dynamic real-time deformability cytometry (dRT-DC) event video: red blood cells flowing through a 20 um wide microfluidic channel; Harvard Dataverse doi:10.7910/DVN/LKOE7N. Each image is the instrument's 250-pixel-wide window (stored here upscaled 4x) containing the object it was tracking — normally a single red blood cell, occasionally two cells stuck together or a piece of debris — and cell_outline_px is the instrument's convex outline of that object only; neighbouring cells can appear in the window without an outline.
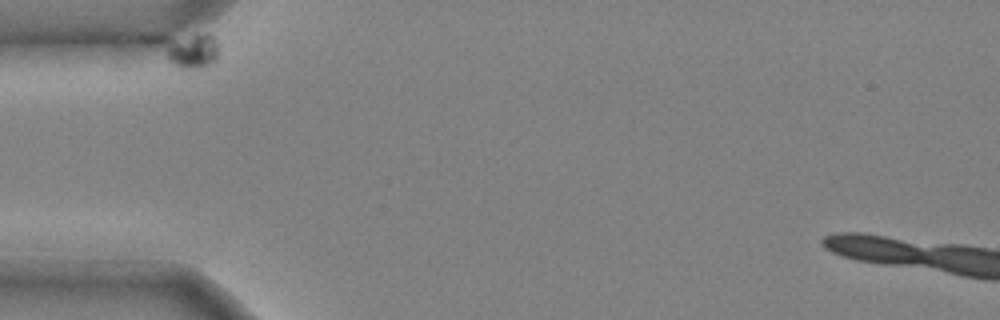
{"species": "common noctule bat (a hibernating species)", "species_latin": "Nyctalus noctula", "temperature_condition": "cold", "stored_images_in_passage": 29, "camera_frame_rate_fps": 3000, "um_per_image_px": 0.085, "animal": {"sex": "male", "body_mass_g": 20.4}, "frame": {"image": 1, "passage_image": 1, "time_ms": 0.0, "image_size_px": [1000, 320], "cell_outline_px": [[216, 60], [200, 68], [184, 68], [176, 64], [148, 44], [144, 40], [148, 36], [208, 32], [216, 40]], "centroid_in_image_um": [15.82, 4.12], "position_along_channel_um": 69.2, "area_um2": 13.29}}
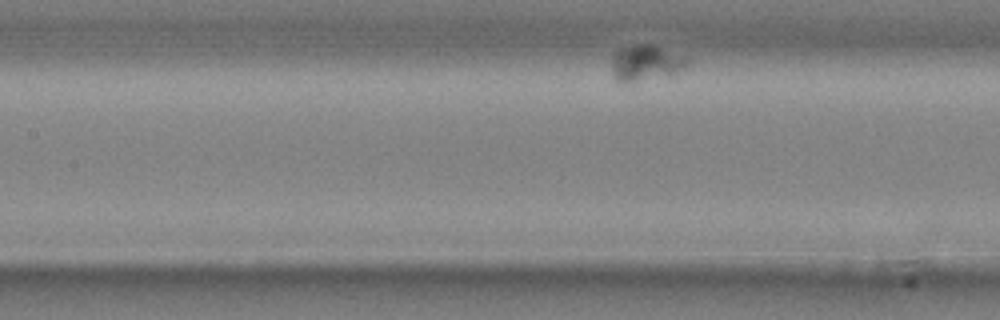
{"frame": {"image": 2, "passage_image": 12, "time_ms": 3.667, "image_size_px": [1000, 320], "cell_outline_px": [[688, 60], [676, 72], [632, 84], [624, 84], [616, 80], [612, 76], [612, 56], [620, 48], [644, 44], [660, 48], [684, 56]], "centroid_in_image_um": [54.76, 5.4], "position_along_channel_um": 152.6, "area_um2": 15.37}}
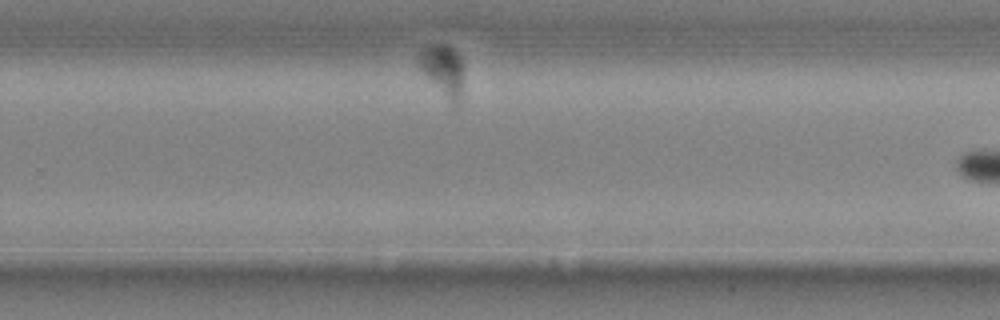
{"frame": {"image": 3, "passage_image": 28, "time_ms": 9.0, "image_size_px": [1000, 320], "cell_outline_px": [[464, 92], [460, 104], [456, 104], [448, 100], [416, 64], [420, 52], [424, 48], [432, 44], [448, 44], [460, 56], [464, 64]], "centroid_in_image_um": [37.73, 5.97], "position_along_channel_um": 292.1, "area_um2": 13.76}}